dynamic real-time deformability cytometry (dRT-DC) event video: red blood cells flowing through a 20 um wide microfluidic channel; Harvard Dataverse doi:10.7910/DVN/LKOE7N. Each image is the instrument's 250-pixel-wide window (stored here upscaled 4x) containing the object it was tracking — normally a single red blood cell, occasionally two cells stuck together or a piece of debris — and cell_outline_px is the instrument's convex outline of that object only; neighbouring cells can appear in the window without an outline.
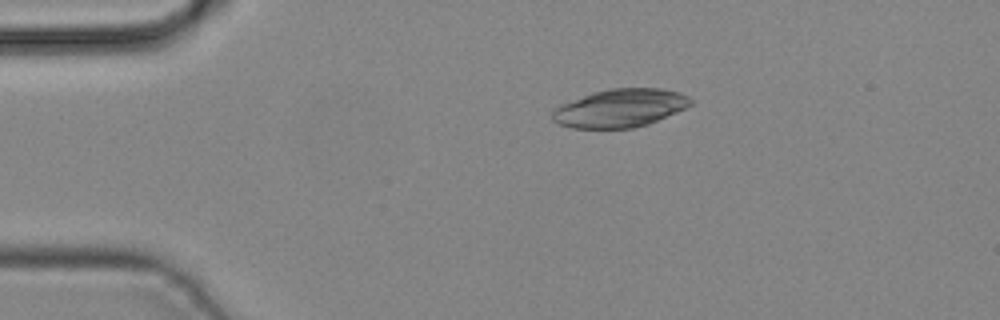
{"species": "common noctule bat (a hibernating species)", "species_latin": "Nyctalus noctula", "temperature_condition": "cold", "stored_images_in_passage": 5, "camera_frame_rate_fps": 3000, "um_per_image_px": 0.085, "animal": {"sex": "male", "body_mass_g": 19.2, "forearm_length_mm": 51.8}, "frame": {"image": 1, "passage_image": 3, "time_ms": 0.667, "image_size_px": [1000, 320], "cell_outline_px": [[692, 104], [676, 112], [648, 124], [632, 128], [572, 128], [556, 124], [552, 120], [552, 112], [560, 104], [592, 92], [612, 88], [660, 88], [680, 92], [688, 96], [692, 100]], "centroid_in_image_um": [52.68, 9.19], "position_along_channel_um": 32.3, "area_um2": 30.81}}